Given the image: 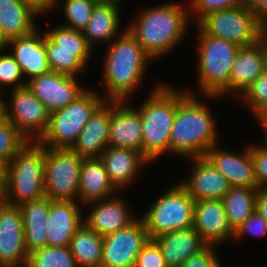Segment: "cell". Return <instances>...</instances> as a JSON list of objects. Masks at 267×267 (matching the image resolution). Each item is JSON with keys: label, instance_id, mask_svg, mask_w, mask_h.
<instances>
[{"label": "cell", "instance_id": "obj_37", "mask_svg": "<svg viewBox=\"0 0 267 267\" xmlns=\"http://www.w3.org/2000/svg\"><path fill=\"white\" fill-rule=\"evenodd\" d=\"M255 115L267 104V69L239 97Z\"/></svg>", "mask_w": 267, "mask_h": 267}, {"label": "cell", "instance_id": "obj_50", "mask_svg": "<svg viewBox=\"0 0 267 267\" xmlns=\"http://www.w3.org/2000/svg\"><path fill=\"white\" fill-rule=\"evenodd\" d=\"M97 2H104V3H117V4H122L124 0H96Z\"/></svg>", "mask_w": 267, "mask_h": 267}, {"label": "cell", "instance_id": "obj_14", "mask_svg": "<svg viewBox=\"0 0 267 267\" xmlns=\"http://www.w3.org/2000/svg\"><path fill=\"white\" fill-rule=\"evenodd\" d=\"M27 261L21 210L0 200V267H26Z\"/></svg>", "mask_w": 267, "mask_h": 267}, {"label": "cell", "instance_id": "obj_3", "mask_svg": "<svg viewBox=\"0 0 267 267\" xmlns=\"http://www.w3.org/2000/svg\"><path fill=\"white\" fill-rule=\"evenodd\" d=\"M177 105L170 136V153L183 157H202L219 144L217 127L205 104L189 91Z\"/></svg>", "mask_w": 267, "mask_h": 267}, {"label": "cell", "instance_id": "obj_29", "mask_svg": "<svg viewBox=\"0 0 267 267\" xmlns=\"http://www.w3.org/2000/svg\"><path fill=\"white\" fill-rule=\"evenodd\" d=\"M43 14L23 0H0V26L8 38L12 40L32 33L36 28V16Z\"/></svg>", "mask_w": 267, "mask_h": 267}, {"label": "cell", "instance_id": "obj_32", "mask_svg": "<svg viewBox=\"0 0 267 267\" xmlns=\"http://www.w3.org/2000/svg\"><path fill=\"white\" fill-rule=\"evenodd\" d=\"M257 191L258 188L231 187L222 198L229 225L233 230L255 212Z\"/></svg>", "mask_w": 267, "mask_h": 267}, {"label": "cell", "instance_id": "obj_23", "mask_svg": "<svg viewBox=\"0 0 267 267\" xmlns=\"http://www.w3.org/2000/svg\"><path fill=\"white\" fill-rule=\"evenodd\" d=\"M126 204L122 197H116V194L89 203L86 206L90 205L92 209L87 217H84V224L102 237L117 232L127 227L137 218L129 211Z\"/></svg>", "mask_w": 267, "mask_h": 267}, {"label": "cell", "instance_id": "obj_25", "mask_svg": "<svg viewBox=\"0 0 267 267\" xmlns=\"http://www.w3.org/2000/svg\"><path fill=\"white\" fill-rule=\"evenodd\" d=\"M100 158L111 184L119 192V189L125 188L134 181L142 166L150 163L140 151L131 148L108 146Z\"/></svg>", "mask_w": 267, "mask_h": 267}, {"label": "cell", "instance_id": "obj_1", "mask_svg": "<svg viewBox=\"0 0 267 267\" xmlns=\"http://www.w3.org/2000/svg\"><path fill=\"white\" fill-rule=\"evenodd\" d=\"M140 12L126 29L152 60L168 54L185 37L190 23L187 5L166 2Z\"/></svg>", "mask_w": 267, "mask_h": 267}, {"label": "cell", "instance_id": "obj_40", "mask_svg": "<svg viewBox=\"0 0 267 267\" xmlns=\"http://www.w3.org/2000/svg\"><path fill=\"white\" fill-rule=\"evenodd\" d=\"M134 267H168L154 239H149L138 254Z\"/></svg>", "mask_w": 267, "mask_h": 267}, {"label": "cell", "instance_id": "obj_11", "mask_svg": "<svg viewBox=\"0 0 267 267\" xmlns=\"http://www.w3.org/2000/svg\"><path fill=\"white\" fill-rule=\"evenodd\" d=\"M83 157L71 148L45 147L44 194L50 200L76 201Z\"/></svg>", "mask_w": 267, "mask_h": 267}, {"label": "cell", "instance_id": "obj_21", "mask_svg": "<svg viewBox=\"0 0 267 267\" xmlns=\"http://www.w3.org/2000/svg\"><path fill=\"white\" fill-rule=\"evenodd\" d=\"M111 117L112 101L104 100L91 114L71 149L83 158L101 157L108 147Z\"/></svg>", "mask_w": 267, "mask_h": 267}, {"label": "cell", "instance_id": "obj_52", "mask_svg": "<svg viewBox=\"0 0 267 267\" xmlns=\"http://www.w3.org/2000/svg\"><path fill=\"white\" fill-rule=\"evenodd\" d=\"M266 48H267V30H266Z\"/></svg>", "mask_w": 267, "mask_h": 267}, {"label": "cell", "instance_id": "obj_39", "mask_svg": "<svg viewBox=\"0 0 267 267\" xmlns=\"http://www.w3.org/2000/svg\"><path fill=\"white\" fill-rule=\"evenodd\" d=\"M259 145L250 144L249 150L254 163V175L259 188L267 187V139Z\"/></svg>", "mask_w": 267, "mask_h": 267}, {"label": "cell", "instance_id": "obj_31", "mask_svg": "<svg viewBox=\"0 0 267 267\" xmlns=\"http://www.w3.org/2000/svg\"><path fill=\"white\" fill-rule=\"evenodd\" d=\"M69 247L78 267H101L103 237L85 224L75 232Z\"/></svg>", "mask_w": 267, "mask_h": 267}, {"label": "cell", "instance_id": "obj_8", "mask_svg": "<svg viewBox=\"0 0 267 267\" xmlns=\"http://www.w3.org/2000/svg\"><path fill=\"white\" fill-rule=\"evenodd\" d=\"M194 199L178 182L164 192L141 218L150 239L193 227Z\"/></svg>", "mask_w": 267, "mask_h": 267}, {"label": "cell", "instance_id": "obj_2", "mask_svg": "<svg viewBox=\"0 0 267 267\" xmlns=\"http://www.w3.org/2000/svg\"><path fill=\"white\" fill-rule=\"evenodd\" d=\"M110 44L102 66L104 100L127 101L141 86L152 59L126 28Z\"/></svg>", "mask_w": 267, "mask_h": 267}, {"label": "cell", "instance_id": "obj_42", "mask_svg": "<svg viewBox=\"0 0 267 267\" xmlns=\"http://www.w3.org/2000/svg\"><path fill=\"white\" fill-rule=\"evenodd\" d=\"M214 248L216 249L213 245H207L197 254L191 255L179 267H221V261Z\"/></svg>", "mask_w": 267, "mask_h": 267}, {"label": "cell", "instance_id": "obj_7", "mask_svg": "<svg viewBox=\"0 0 267 267\" xmlns=\"http://www.w3.org/2000/svg\"><path fill=\"white\" fill-rule=\"evenodd\" d=\"M103 101L98 93L86 89L66 107L50 113L48 128L38 142L47 148H71Z\"/></svg>", "mask_w": 267, "mask_h": 267}, {"label": "cell", "instance_id": "obj_38", "mask_svg": "<svg viewBox=\"0 0 267 267\" xmlns=\"http://www.w3.org/2000/svg\"><path fill=\"white\" fill-rule=\"evenodd\" d=\"M189 4V17L195 16L197 23L209 13L244 5L241 0H190Z\"/></svg>", "mask_w": 267, "mask_h": 267}, {"label": "cell", "instance_id": "obj_15", "mask_svg": "<svg viewBox=\"0 0 267 267\" xmlns=\"http://www.w3.org/2000/svg\"><path fill=\"white\" fill-rule=\"evenodd\" d=\"M78 77L50 71L27 82V87L51 113L74 101L86 89Z\"/></svg>", "mask_w": 267, "mask_h": 267}, {"label": "cell", "instance_id": "obj_6", "mask_svg": "<svg viewBox=\"0 0 267 267\" xmlns=\"http://www.w3.org/2000/svg\"><path fill=\"white\" fill-rule=\"evenodd\" d=\"M198 29L197 77L200 92L208 98H218L230 86V74L240 48L222 38Z\"/></svg>", "mask_w": 267, "mask_h": 267}, {"label": "cell", "instance_id": "obj_41", "mask_svg": "<svg viewBox=\"0 0 267 267\" xmlns=\"http://www.w3.org/2000/svg\"><path fill=\"white\" fill-rule=\"evenodd\" d=\"M248 233L256 237L267 234V221L256 211L234 230V239H241Z\"/></svg>", "mask_w": 267, "mask_h": 267}, {"label": "cell", "instance_id": "obj_20", "mask_svg": "<svg viewBox=\"0 0 267 267\" xmlns=\"http://www.w3.org/2000/svg\"><path fill=\"white\" fill-rule=\"evenodd\" d=\"M78 201L50 200L47 221V246H70L71 238L84 224Z\"/></svg>", "mask_w": 267, "mask_h": 267}, {"label": "cell", "instance_id": "obj_27", "mask_svg": "<svg viewBox=\"0 0 267 267\" xmlns=\"http://www.w3.org/2000/svg\"><path fill=\"white\" fill-rule=\"evenodd\" d=\"M154 240L160 247L168 267H179L191 255L207 246L193 227L166 233Z\"/></svg>", "mask_w": 267, "mask_h": 267}, {"label": "cell", "instance_id": "obj_48", "mask_svg": "<svg viewBox=\"0 0 267 267\" xmlns=\"http://www.w3.org/2000/svg\"><path fill=\"white\" fill-rule=\"evenodd\" d=\"M0 92V96H1ZM8 121V111H7V102L6 99L3 100L2 96L0 97V124H3Z\"/></svg>", "mask_w": 267, "mask_h": 267}, {"label": "cell", "instance_id": "obj_35", "mask_svg": "<svg viewBox=\"0 0 267 267\" xmlns=\"http://www.w3.org/2000/svg\"><path fill=\"white\" fill-rule=\"evenodd\" d=\"M28 141L9 120L0 124V159L8 164Z\"/></svg>", "mask_w": 267, "mask_h": 267}, {"label": "cell", "instance_id": "obj_5", "mask_svg": "<svg viewBox=\"0 0 267 267\" xmlns=\"http://www.w3.org/2000/svg\"><path fill=\"white\" fill-rule=\"evenodd\" d=\"M45 146L28 141L7 164L6 185L1 200L19 206L45 196Z\"/></svg>", "mask_w": 267, "mask_h": 267}, {"label": "cell", "instance_id": "obj_44", "mask_svg": "<svg viewBox=\"0 0 267 267\" xmlns=\"http://www.w3.org/2000/svg\"><path fill=\"white\" fill-rule=\"evenodd\" d=\"M255 211L267 221V189L258 188L255 198Z\"/></svg>", "mask_w": 267, "mask_h": 267}, {"label": "cell", "instance_id": "obj_49", "mask_svg": "<svg viewBox=\"0 0 267 267\" xmlns=\"http://www.w3.org/2000/svg\"><path fill=\"white\" fill-rule=\"evenodd\" d=\"M8 44H9V40L8 38L5 36L2 27L0 26V51L3 52L6 51V49L8 48Z\"/></svg>", "mask_w": 267, "mask_h": 267}, {"label": "cell", "instance_id": "obj_9", "mask_svg": "<svg viewBox=\"0 0 267 267\" xmlns=\"http://www.w3.org/2000/svg\"><path fill=\"white\" fill-rule=\"evenodd\" d=\"M197 26L208 35L222 38L239 47L258 42L267 30L248 4L209 13Z\"/></svg>", "mask_w": 267, "mask_h": 267}, {"label": "cell", "instance_id": "obj_34", "mask_svg": "<svg viewBox=\"0 0 267 267\" xmlns=\"http://www.w3.org/2000/svg\"><path fill=\"white\" fill-rule=\"evenodd\" d=\"M61 0H54L52 10L58 6V2ZM64 5L62 9L64 17H66V23L61 25L82 31L86 28L89 23L92 9L97 3L96 0H63ZM57 5V6H56Z\"/></svg>", "mask_w": 267, "mask_h": 267}, {"label": "cell", "instance_id": "obj_26", "mask_svg": "<svg viewBox=\"0 0 267 267\" xmlns=\"http://www.w3.org/2000/svg\"><path fill=\"white\" fill-rule=\"evenodd\" d=\"M116 193L117 189L111 184L102 159L100 157L83 158L80 170L78 203L87 205L109 198Z\"/></svg>", "mask_w": 267, "mask_h": 267}, {"label": "cell", "instance_id": "obj_13", "mask_svg": "<svg viewBox=\"0 0 267 267\" xmlns=\"http://www.w3.org/2000/svg\"><path fill=\"white\" fill-rule=\"evenodd\" d=\"M150 239L142 218L103 237L101 267H134L136 258Z\"/></svg>", "mask_w": 267, "mask_h": 267}, {"label": "cell", "instance_id": "obj_51", "mask_svg": "<svg viewBox=\"0 0 267 267\" xmlns=\"http://www.w3.org/2000/svg\"><path fill=\"white\" fill-rule=\"evenodd\" d=\"M244 4H250L253 0H241Z\"/></svg>", "mask_w": 267, "mask_h": 267}, {"label": "cell", "instance_id": "obj_19", "mask_svg": "<svg viewBox=\"0 0 267 267\" xmlns=\"http://www.w3.org/2000/svg\"><path fill=\"white\" fill-rule=\"evenodd\" d=\"M190 159H192V173H190L189 178H184L180 182L189 195L194 201L222 200L226 192L231 188L228 180L205 156L192 157Z\"/></svg>", "mask_w": 267, "mask_h": 267}, {"label": "cell", "instance_id": "obj_46", "mask_svg": "<svg viewBox=\"0 0 267 267\" xmlns=\"http://www.w3.org/2000/svg\"><path fill=\"white\" fill-rule=\"evenodd\" d=\"M261 128L263 129L264 136L267 139V104L261 108L255 115H254Z\"/></svg>", "mask_w": 267, "mask_h": 267}, {"label": "cell", "instance_id": "obj_47", "mask_svg": "<svg viewBox=\"0 0 267 267\" xmlns=\"http://www.w3.org/2000/svg\"><path fill=\"white\" fill-rule=\"evenodd\" d=\"M7 164L0 159V198L3 195L6 185Z\"/></svg>", "mask_w": 267, "mask_h": 267}, {"label": "cell", "instance_id": "obj_22", "mask_svg": "<svg viewBox=\"0 0 267 267\" xmlns=\"http://www.w3.org/2000/svg\"><path fill=\"white\" fill-rule=\"evenodd\" d=\"M140 113L128 101H112L108 146L131 148L142 153Z\"/></svg>", "mask_w": 267, "mask_h": 267}, {"label": "cell", "instance_id": "obj_18", "mask_svg": "<svg viewBox=\"0 0 267 267\" xmlns=\"http://www.w3.org/2000/svg\"><path fill=\"white\" fill-rule=\"evenodd\" d=\"M205 157L228 180L231 187L259 188L254 175V163L249 145L241 153L212 146Z\"/></svg>", "mask_w": 267, "mask_h": 267}, {"label": "cell", "instance_id": "obj_24", "mask_svg": "<svg viewBox=\"0 0 267 267\" xmlns=\"http://www.w3.org/2000/svg\"><path fill=\"white\" fill-rule=\"evenodd\" d=\"M39 30L19 38L9 40L10 54L20 66L26 83L31 79L50 72L45 49V34H38ZM10 46V47H9Z\"/></svg>", "mask_w": 267, "mask_h": 267}, {"label": "cell", "instance_id": "obj_28", "mask_svg": "<svg viewBox=\"0 0 267 267\" xmlns=\"http://www.w3.org/2000/svg\"><path fill=\"white\" fill-rule=\"evenodd\" d=\"M120 4L97 2L92 9L91 17L83 35L88 44L94 49V45L109 43L119 36L121 27ZM102 42V43H100ZM95 43V44H94Z\"/></svg>", "mask_w": 267, "mask_h": 267}, {"label": "cell", "instance_id": "obj_43", "mask_svg": "<svg viewBox=\"0 0 267 267\" xmlns=\"http://www.w3.org/2000/svg\"><path fill=\"white\" fill-rule=\"evenodd\" d=\"M249 7L255 13L257 19L267 29V0H253Z\"/></svg>", "mask_w": 267, "mask_h": 267}, {"label": "cell", "instance_id": "obj_10", "mask_svg": "<svg viewBox=\"0 0 267 267\" xmlns=\"http://www.w3.org/2000/svg\"><path fill=\"white\" fill-rule=\"evenodd\" d=\"M45 49L51 71L77 77L85 71L93 52L82 31L61 24L46 31Z\"/></svg>", "mask_w": 267, "mask_h": 267}, {"label": "cell", "instance_id": "obj_4", "mask_svg": "<svg viewBox=\"0 0 267 267\" xmlns=\"http://www.w3.org/2000/svg\"><path fill=\"white\" fill-rule=\"evenodd\" d=\"M159 83L137 110L142 123V154L151 163L170 153V136L177 105L188 91Z\"/></svg>", "mask_w": 267, "mask_h": 267}, {"label": "cell", "instance_id": "obj_16", "mask_svg": "<svg viewBox=\"0 0 267 267\" xmlns=\"http://www.w3.org/2000/svg\"><path fill=\"white\" fill-rule=\"evenodd\" d=\"M267 69L266 32L258 42L240 47L230 74V86L219 96L230 92L241 95Z\"/></svg>", "mask_w": 267, "mask_h": 267}, {"label": "cell", "instance_id": "obj_36", "mask_svg": "<svg viewBox=\"0 0 267 267\" xmlns=\"http://www.w3.org/2000/svg\"><path fill=\"white\" fill-rule=\"evenodd\" d=\"M20 66L10 53L0 52V92L3 87L14 86L12 89L26 86Z\"/></svg>", "mask_w": 267, "mask_h": 267}, {"label": "cell", "instance_id": "obj_45", "mask_svg": "<svg viewBox=\"0 0 267 267\" xmlns=\"http://www.w3.org/2000/svg\"><path fill=\"white\" fill-rule=\"evenodd\" d=\"M31 4L33 7L38 9L42 14L43 17H46L48 11H52V6L54 0H23Z\"/></svg>", "mask_w": 267, "mask_h": 267}, {"label": "cell", "instance_id": "obj_33", "mask_svg": "<svg viewBox=\"0 0 267 267\" xmlns=\"http://www.w3.org/2000/svg\"><path fill=\"white\" fill-rule=\"evenodd\" d=\"M26 267H78L70 247L45 246L28 254Z\"/></svg>", "mask_w": 267, "mask_h": 267}, {"label": "cell", "instance_id": "obj_17", "mask_svg": "<svg viewBox=\"0 0 267 267\" xmlns=\"http://www.w3.org/2000/svg\"><path fill=\"white\" fill-rule=\"evenodd\" d=\"M193 228L207 245L217 246L234 240V230L229 225L222 200L195 201Z\"/></svg>", "mask_w": 267, "mask_h": 267}, {"label": "cell", "instance_id": "obj_30", "mask_svg": "<svg viewBox=\"0 0 267 267\" xmlns=\"http://www.w3.org/2000/svg\"><path fill=\"white\" fill-rule=\"evenodd\" d=\"M24 224V241L27 253L47 246L49 199L42 197L19 205Z\"/></svg>", "mask_w": 267, "mask_h": 267}, {"label": "cell", "instance_id": "obj_12", "mask_svg": "<svg viewBox=\"0 0 267 267\" xmlns=\"http://www.w3.org/2000/svg\"><path fill=\"white\" fill-rule=\"evenodd\" d=\"M7 103L8 120L29 141H38L46 132L50 112L26 86L13 89Z\"/></svg>", "mask_w": 267, "mask_h": 267}]
</instances>
